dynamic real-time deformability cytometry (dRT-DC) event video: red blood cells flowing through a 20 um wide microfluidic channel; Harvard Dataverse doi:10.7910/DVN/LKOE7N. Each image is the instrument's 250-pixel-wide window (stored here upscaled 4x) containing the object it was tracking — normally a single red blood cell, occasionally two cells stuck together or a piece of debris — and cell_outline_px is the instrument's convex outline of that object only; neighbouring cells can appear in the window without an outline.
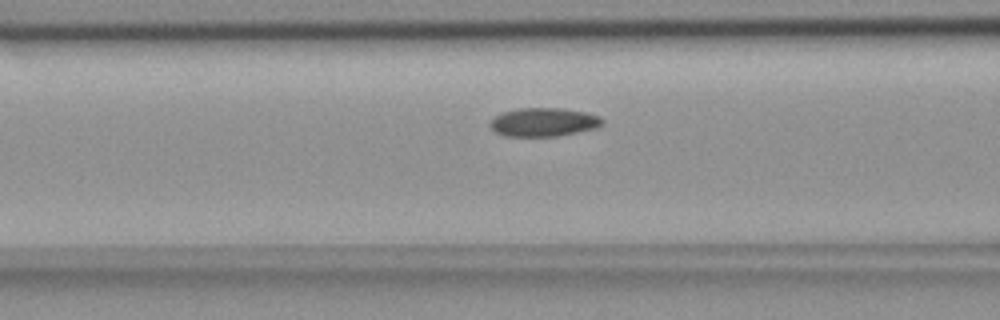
{"species": "common noctule bat (a hibernating species)", "species_latin": "Nyctalus noctula", "temperature_condition": "room temperature", "stored_images_in_passage": 42, "camera_frame_rate_fps": 3000, "um_per_image_px": 0.085, "animal": {"sex": "female", "body_mass_g": 18.4}, "frame": {"image": 1, "passage_image": 18, "time_ms": 5.667, "image_size_px": [1000, 320], "cell_outline_px": [[604, 124], [596, 128], [556, 136], [504, 136], [496, 132], [488, 124], [500, 112], [520, 108], [564, 108], [588, 112], [600, 116], [604, 120]], "centroid_in_image_um": [46.23, 10.37], "position_along_channel_um": 120.4, "area_um2": 18.84}}
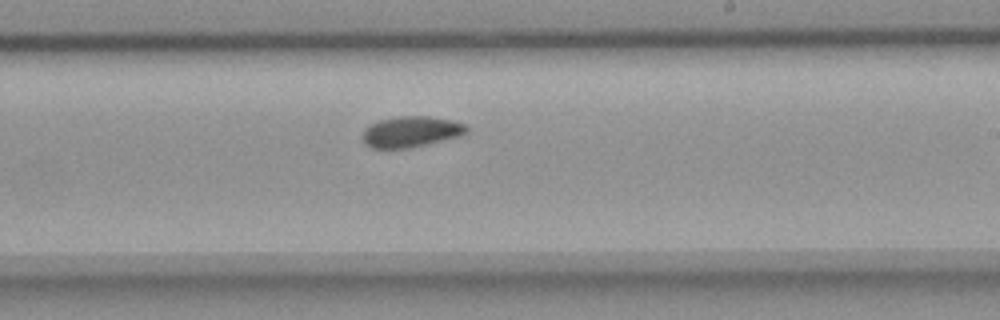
{"frame": {"image": 2, "passage_image": 29, "time_ms": 9.333, "image_size_px": [1000, 320], "cell_outline_px": [[468, 132], [460, 136], [412, 148], [372, 148], [364, 144], [364, 128], [376, 120], [400, 116], [428, 116], [452, 120], [468, 124]], "centroid_in_image_um": [34.96, 11.19], "position_along_channel_um": 254.0, "area_um2": 18.96}}
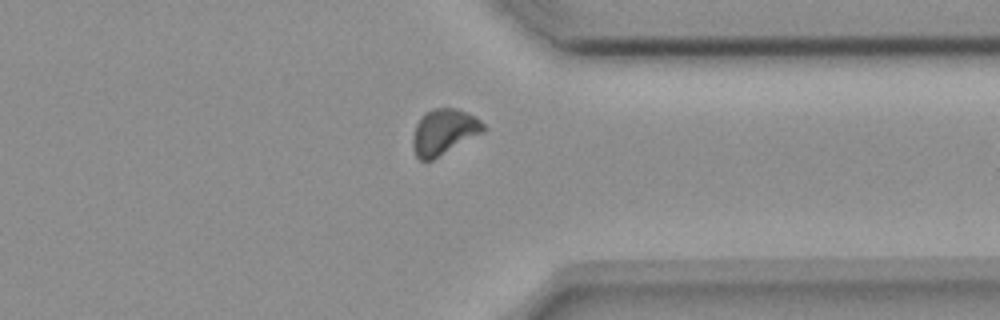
{"frame": {"image": 3, "passage_image": 39, "time_ms": 12.667, "image_size_px": [1000, 320], "cell_outline_px": [[484, 132], [432, 160], [420, 160], [416, 156], [412, 148], [412, 136], [416, 124], [424, 112], [432, 108], [456, 108], [468, 112], [476, 116], [484, 124]], "centroid_in_image_um": [37.72, 11.19], "position_along_channel_um": 373.7, "area_um2": 18.96}}